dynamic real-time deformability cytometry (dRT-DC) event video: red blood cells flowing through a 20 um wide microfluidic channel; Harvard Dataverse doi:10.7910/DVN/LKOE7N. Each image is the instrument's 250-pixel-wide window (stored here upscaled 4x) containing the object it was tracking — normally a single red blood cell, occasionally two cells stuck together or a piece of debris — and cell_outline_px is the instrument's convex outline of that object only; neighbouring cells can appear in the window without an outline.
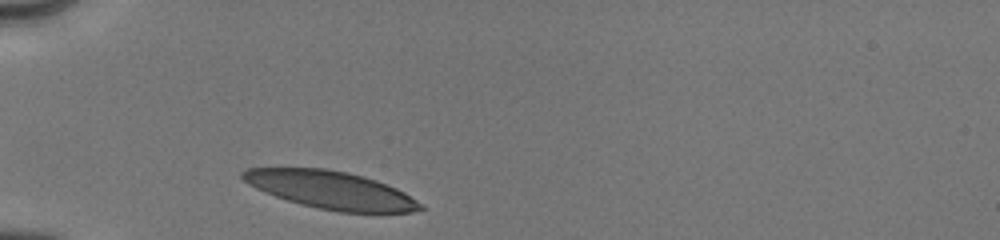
{"species": "human", "species_latin": "Homo sapiens", "temperature_condition": "cold", "stored_images_in_passage": 50, "camera_frame_rate_fps": 3000, "um_per_image_px": 0.085, "donor": {"sex": "male"}, "frame": {"image": 1, "passage_image": 1, "time_ms": 0.0, "image_size_px": [1000, 240], "cell_outline_px": [[424, 208], [412, 212], [340, 212], [320, 208], [288, 200], [276, 196], [256, 188], [248, 184], [240, 176], [240, 172], [248, 168], [324, 168], [348, 172], [364, 176], [376, 180], [396, 188], [404, 192], [424, 204]], "centroid_in_image_um": [28.14, 16.14], "position_along_channel_um": 56.9, "area_um2": 38.78}}
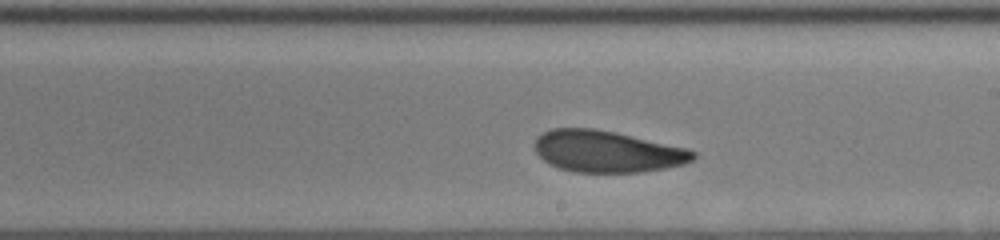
{"frame": {"image": 2, "passage_image": 31, "time_ms": 5.0, "image_size_px": [1000, 240], "cell_outline_px": [[696, 156], [692, 160], [684, 164], [664, 168], [640, 172], [572, 172], [548, 164], [536, 152], [532, 144], [536, 136], [552, 128], [592, 128], [616, 132], [688, 148], [696, 152]], "centroid_in_image_um": [51.57, 12.87], "position_along_channel_um": 237.4, "area_um2": 38.67}}
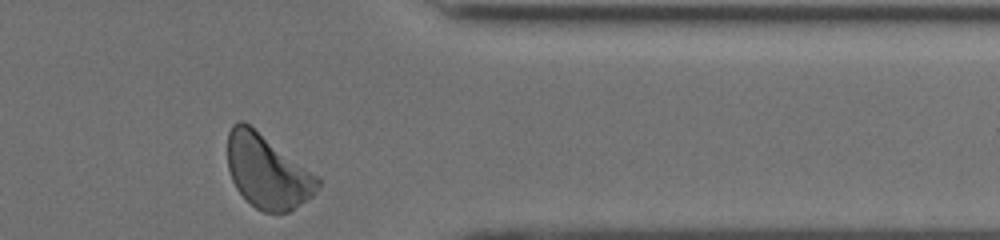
{"frame": {"image": 3, "passage_image": 49, "time_ms": 9.0, "image_size_px": [1000, 240], "cell_outline_px": [[320, 188], [312, 196], [288, 212], [264, 212], [256, 208], [236, 188], [232, 180], [228, 168], [228, 132], [232, 124], [240, 120], [244, 120], [320, 176]], "centroid_in_image_um": [22.74, 14.55], "position_along_channel_um": 388.7, "area_um2": 38.84}, "authors_computed_cell_mechanics": {"area_um2": 39.1595, "velocity_mm_per_s": 3.9567, "shape_relaxation_time_tau1_ms": 2.8548, "shape_relaxation_time_tau2_ms": 2.5775, "deformation_change_tau1": 0.1147, "deformation_change_tau2": 0.0886}}